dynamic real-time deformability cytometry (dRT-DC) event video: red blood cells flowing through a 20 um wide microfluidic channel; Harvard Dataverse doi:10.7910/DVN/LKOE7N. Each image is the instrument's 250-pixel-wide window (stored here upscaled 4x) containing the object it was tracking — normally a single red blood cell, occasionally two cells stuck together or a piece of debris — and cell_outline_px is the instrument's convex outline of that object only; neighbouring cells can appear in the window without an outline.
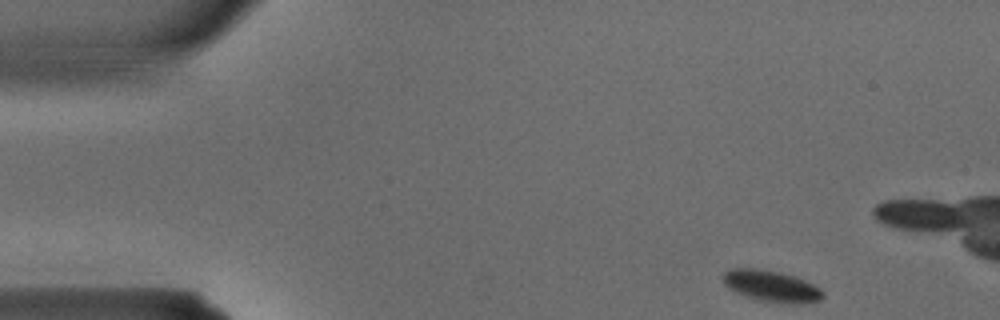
{"species": "common noctule bat (a hibernating species)", "species_latin": "Nyctalus noctula", "temperature_condition": "warm", "stored_images_in_passage": 34, "camera_frame_rate_fps": 3000, "um_per_image_px": 0.085, "animal": {"sex": "male", "body_mass_g": 15.6}, "frame": {"image": 1, "passage_image": 1, "time_ms": 0.0, "image_size_px": [1000, 320], "cell_outline_px": [[824, 296], [820, 300], [800, 304], [796, 304], [760, 300], [736, 292], [728, 288], [724, 284], [724, 272], [728, 268], [756, 268], [780, 272], [804, 280], [820, 288], [824, 292]], "centroid_in_image_um": [65.57, 24.31], "position_along_channel_um": 19.4, "area_um2": 18.03}}
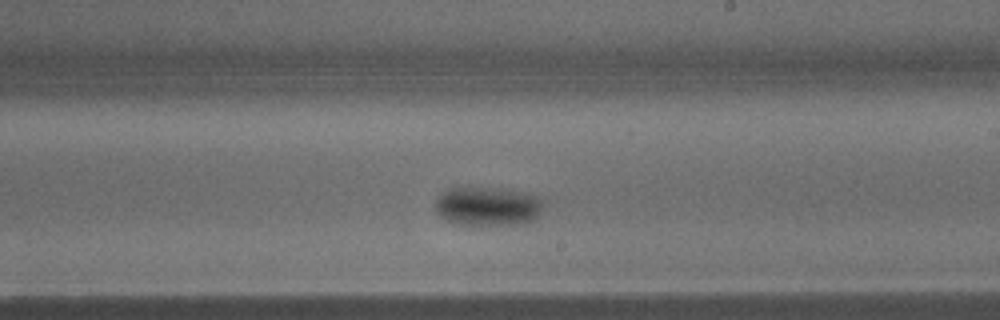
{"frame": {"image": 2, "passage_image": 18, "time_ms": 5.667, "image_size_px": [1000, 320], "cell_outline_px": [[540, 212], [532, 220], [524, 224], [456, 224], [444, 220], [436, 212], [436, 200], [448, 188], [496, 188], [536, 196], [540, 200]], "centroid_in_image_um": [41.38, 17.55], "position_along_channel_um": 247.6, "area_um2": 23.87}}
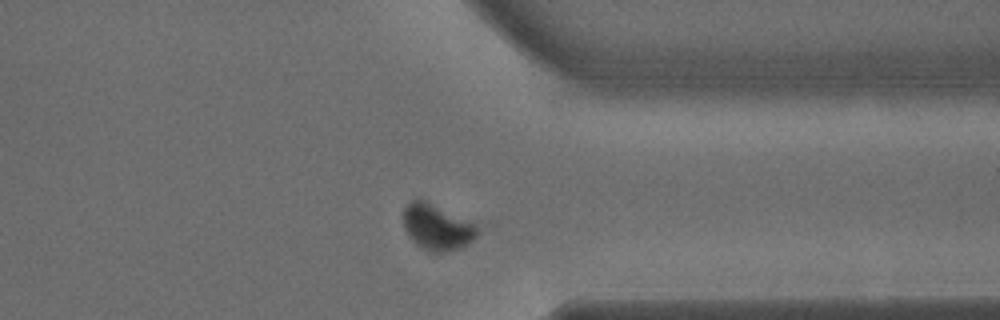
{"frame": {"image": 3, "passage_image": 25, "time_ms": 8.0, "image_size_px": [1000, 320], "cell_outline_px": [[480, 228], [476, 236], [468, 244], [460, 248], [444, 252], [428, 252], [420, 248], [408, 236], [404, 228], [404, 208], [416, 196], [420, 196], [476, 224]], "centroid_in_image_um": [37.13, 19.28], "position_along_channel_um": 374.3, "area_um2": 20.29}}